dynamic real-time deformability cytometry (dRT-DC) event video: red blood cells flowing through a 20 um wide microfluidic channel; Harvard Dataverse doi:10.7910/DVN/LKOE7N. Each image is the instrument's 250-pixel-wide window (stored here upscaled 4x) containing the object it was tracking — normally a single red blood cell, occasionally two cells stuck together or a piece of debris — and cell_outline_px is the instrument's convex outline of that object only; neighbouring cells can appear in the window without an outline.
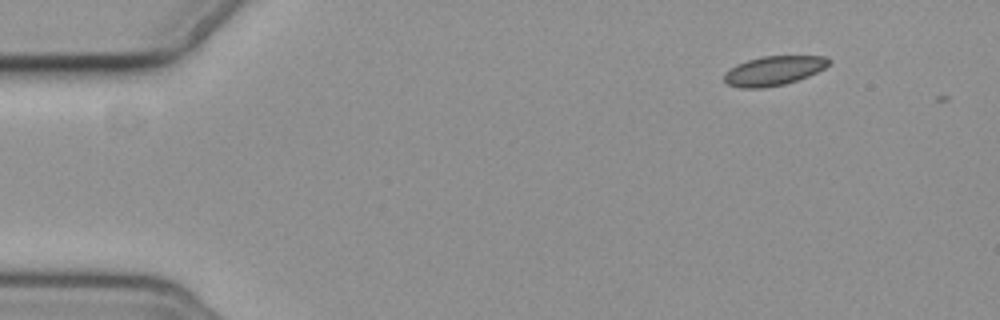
{"species": "common noctule bat (a hibernating species)", "species_latin": "Nyctalus noctula", "temperature_condition": "cold", "stored_images_in_passage": 2, "camera_frame_rate_fps": 3000, "um_per_image_px": 0.085, "animal": {"sex": "female", "body_mass_g": 19.3, "forearm_length_mm": 54.1}, "frame": {"image": 1, "passage_image": 1, "time_ms": 0.0, "image_size_px": [1000, 320], "cell_outline_px": [[832, 60], [824, 68], [808, 76], [784, 84], [764, 88], [740, 88], [728, 84], [724, 80], [724, 72], [728, 68], [736, 64], [748, 60], [764, 56], [828, 56]], "centroid_in_image_um": [65.74, 6.01], "position_along_channel_um": 19.3, "area_um2": 17.92}}